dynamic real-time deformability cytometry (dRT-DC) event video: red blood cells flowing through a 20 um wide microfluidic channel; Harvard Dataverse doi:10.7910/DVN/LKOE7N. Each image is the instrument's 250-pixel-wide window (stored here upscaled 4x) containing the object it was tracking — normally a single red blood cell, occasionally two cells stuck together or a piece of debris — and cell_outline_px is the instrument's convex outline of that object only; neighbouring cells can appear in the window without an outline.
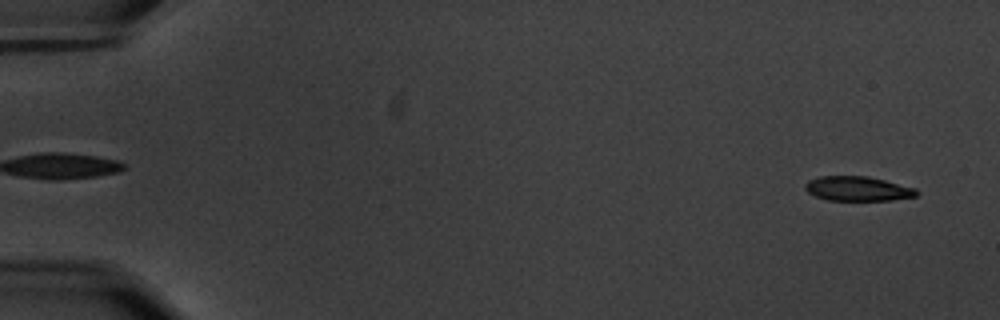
{"species": "common noctule bat (a hibernating species)", "species_latin": "Nyctalus noctula", "temperature_condition": "warm", "stored_images_in_passage": 58, "camera_frame_rate_fps": 3000, "um_per_image_px": 0.085, "animal": {"sex": "male", "body_mass_g": 20.1, "forearm_length_mm": 53.5}, "frame": {"image": 1, "passage_image": 3, "time_ms": 0.667, "image_size_px": [1000, 320], "cell_outline_px": [[920, 192], [916, 196], [892, 200], [828, 200], [816, 196], [808, 192], [804, 188], [804, 184], [808, 180], [820, 176], [868, 176], [916, 188]], "centroid_in_image_um": [72.91, 16.03], "position_along_channel_um": 12.1, "area_um2": 15.95}}
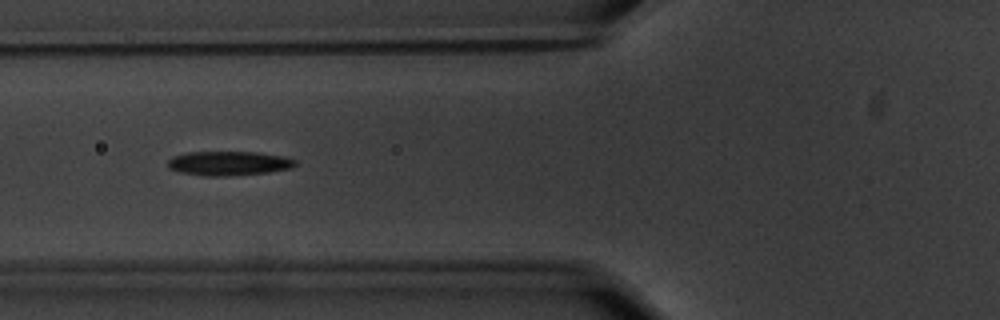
{"frame": {"image": 2, "passage_image": 23, "time_ms": 7.333, "image_size_px": [1000, 320], "cell_outline_px": [[296, 164], [292, 168], [268, 172], [228, 176], [204, 176], [180, 172], [168, 168], [168, 160], [172, 156], [184, 152], [256, 152], [280, 156], [296, 160]], "centroid_in_image_um": [19.39, 13.88], "position_along_channel_um": 106.4, "area_um2": 18.03}}
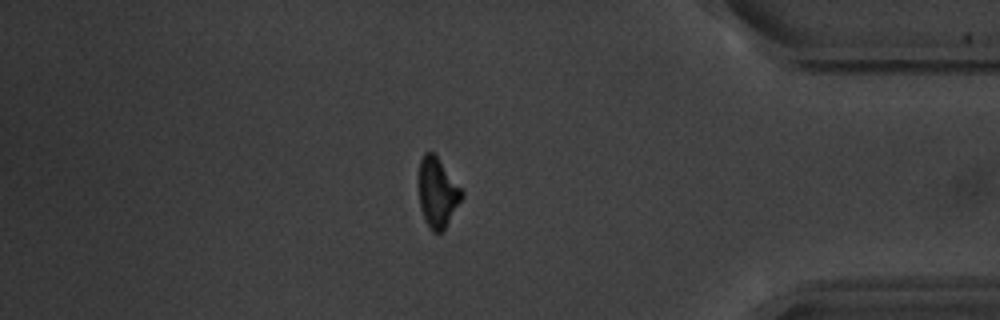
{"frame": {"image": 3, "passage_image": 50, "time_ms": 16.333, "image_size_px": [1000, 320], "cell_outline_px": [[464, 196], [444, 228], [440, 232], [432, 232], [424, 220], [420, 208], [420, 160], [424, 152], [432, 152], [436, 156], [464, 192]], "centroid_in_image_um": [37.19, 16.39], "position_along_channel_um": 398.0, "area_um2": 16.99}, "authors_computed_cell_mechanics": {"area_um2": 17.6579, "velocity_mm_per_s": 3.5314, "shape_relaxation_time_tau1_ms": 2.6415, "shape_relaxation_time_tau2_ms": 8.6497, "deformation_change_tau1": 0.148, "deformation_change_tau2": 0.19}}